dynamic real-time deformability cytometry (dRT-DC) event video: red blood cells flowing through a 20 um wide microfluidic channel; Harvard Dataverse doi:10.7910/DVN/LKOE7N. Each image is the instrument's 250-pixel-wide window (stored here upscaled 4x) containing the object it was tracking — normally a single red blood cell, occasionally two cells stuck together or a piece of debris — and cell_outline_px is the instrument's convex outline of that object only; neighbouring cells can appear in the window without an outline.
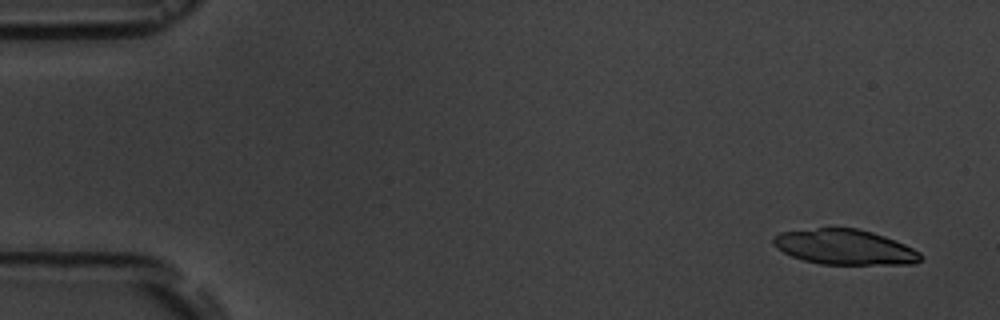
{"species": "common noctule bat (a hibernating species)", "species_latin": "Nyctalus noctula", "temperature_condition": "room temperature", "stored_images_in_passage": 4, "camera_frame_rate_fps": 3000, "um_per_image_px": 0.085, "animal": {"sex": "male", "body_mass_g": 19.5, "forearm_length_mm": 54.6}, "frame": {"image": 1, "passage_image": 1, "time_ms": 0.0, "image_size_px": [1000, 320], "cell_outline_px": [[920, 260], [916, 264], [820, 264], [804, 260], [792, 256], [776, 248], [772, 244], [772, 236], [780, 232], [816, 228], [856, 228], [872, 232], [884, 236], [904, 244], [920, 252]], "centroid_in_image_um": [71.76, 21.0], "position_along_channel_um": 13.2, "area_um2": 30.11}}